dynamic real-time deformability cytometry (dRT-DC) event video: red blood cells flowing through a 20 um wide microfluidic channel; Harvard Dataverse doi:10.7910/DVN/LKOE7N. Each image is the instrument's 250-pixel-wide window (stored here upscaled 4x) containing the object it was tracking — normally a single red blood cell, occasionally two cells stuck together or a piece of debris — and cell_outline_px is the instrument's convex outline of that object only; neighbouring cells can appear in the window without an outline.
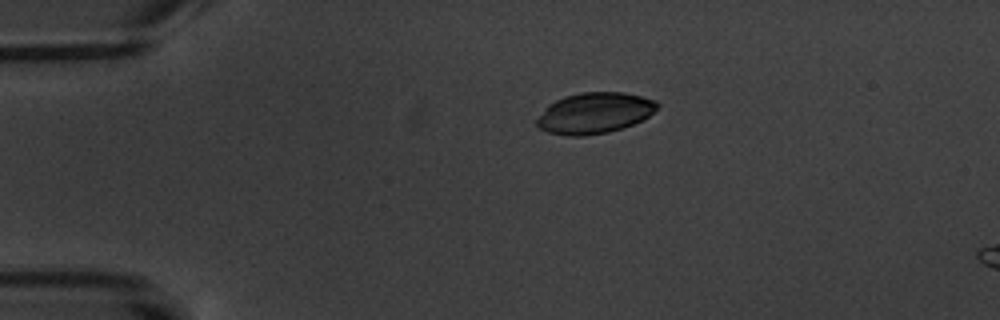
{"species": "common noctule bat (a hibernating species)", "species_latin": "Nyctalus noctula", "temperature_condition": "warm", "stored_images_in_passage": 3, "camera_frame_rate_fps": 3000, "um_per_image_px": 0.085, "animal": {"sex": "male", "body_mass_g": 20.1, "forearm_length_mm": 53.5}, "frame": {"image": 1, "passage_image": 1, "time_ms": 0.0, "image_size_px": [1000, 320], "cell_outline_px": [[660, 104], [648, 116], [632, 124], [608, 132], [584, 136], [568, 136], [548, 132], [540, 128], [536, 124], [536, 120], [544, 108], [548, 104], [564, 96], [580, 92], [624, 92], [656, 100]], "centroid_in_image_um": [50.5, 9.6], "position_along_channel_um": 34.5, "area_um2": 28.61}}